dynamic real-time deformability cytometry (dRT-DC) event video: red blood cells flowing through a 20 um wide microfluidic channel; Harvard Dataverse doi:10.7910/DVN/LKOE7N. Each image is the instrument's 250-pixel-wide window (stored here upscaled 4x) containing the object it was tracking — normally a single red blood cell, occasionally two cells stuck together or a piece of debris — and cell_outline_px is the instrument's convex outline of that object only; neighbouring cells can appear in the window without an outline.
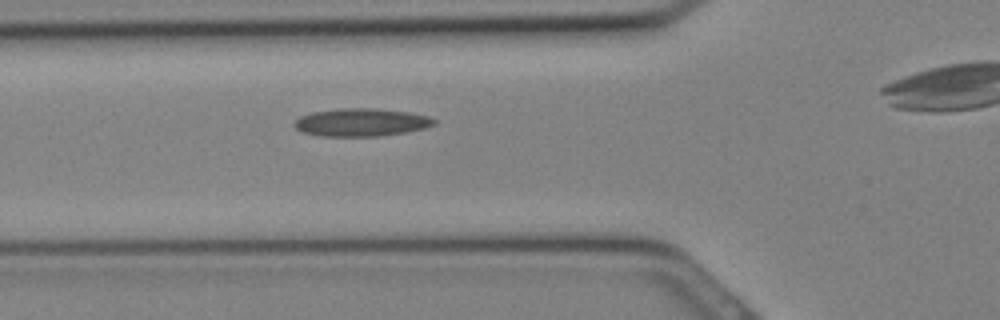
{"species": "Egyptian fruit bat (a non-hibernating species)", "species_latin": "Rousettus aegyptiacus", "temperature_condition": "cold", "stored_images_in_passage": 13, "segment_of_instrument_passage": [1, 2], "camera_frame_rate_fps": 3000, "um_per_image_px": 0.085, "animal": {"sex": "female"}, "frame": {"image": 1, "passage_image": 8, "time_ms": 2.333, "image_size_px": [1000, 320], "cell_outline_px": [[436, 124], [424, 128], [404, 132], [380, 136], [320, 136], [300, 132], [292, 124], [300, 116], [312, 112], [340, 108], [376, 108], [408, 112], [428, 116], [436, 120]], "centroid_in_image_um": [30.67, 10.4], "position_along_channel_um": 95.1, "area_um2": 22.77}}
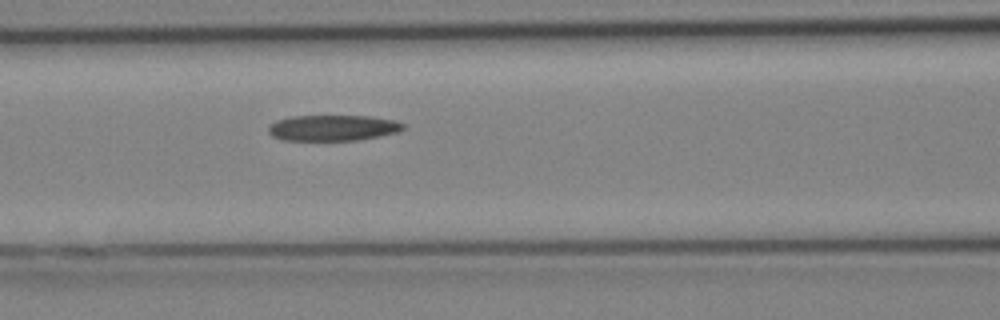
{"frame": {"image": 2, "passage_image": 10, "time_ms": 3.0, "image_size_px": [1000, 320], "cell_outline_px": [[404, 128], [396, 132], [380, 136], [356, 140], [280, 140], [272, 136], [268, 132], [268, 128], [276, 120], [292, 116], [368, 116], [392, 120], [404, 124]], "centroid_in_image_um": [28.25, 10.87], "position_along_channel_um": 138.4, "area_um2": 20.11}}